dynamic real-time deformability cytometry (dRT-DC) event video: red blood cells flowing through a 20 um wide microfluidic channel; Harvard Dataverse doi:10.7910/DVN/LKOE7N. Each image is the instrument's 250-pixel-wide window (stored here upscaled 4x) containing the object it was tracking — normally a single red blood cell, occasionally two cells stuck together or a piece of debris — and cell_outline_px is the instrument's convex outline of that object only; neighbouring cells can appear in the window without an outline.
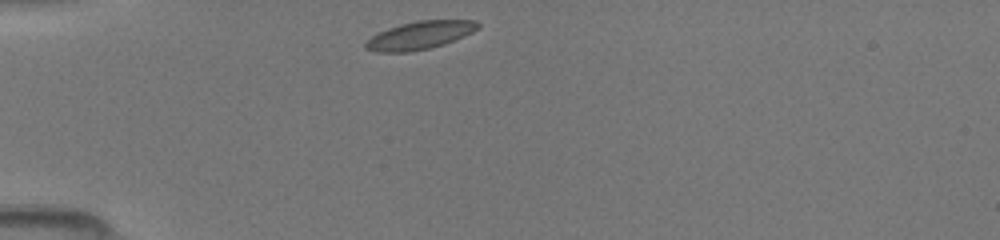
{"species": "common noctule bat (a hibernating species)", "species_latin": "Nyctalus noctula", "temperature_condition": "room temperature", "stored_images_in_passage": 36, "camera_frame_rate_fps": 3000, "um_per_image_px": 0.085, "animal": {"sex": "female", "body_mass_g": 19.5, "forearm_length_mm": 54.1}, "frame": {"image": 1, "passage_image": 1, "time_ms": 0.0, "image_size_px": [1000, 240], "cell_outline_px": [[480, 28], [464, 36], [444, 44], [432, 48], [408, 52], [376, 52], [364, 48], [364, 44], [372, 36], [388, 28], [400, 24], [416, 20], [476, 20], [480, 24]], "centroid_in_image_um": [35.7, 3.0], "position_along_channel_um": 49.3, "area_um2": 18.38}}
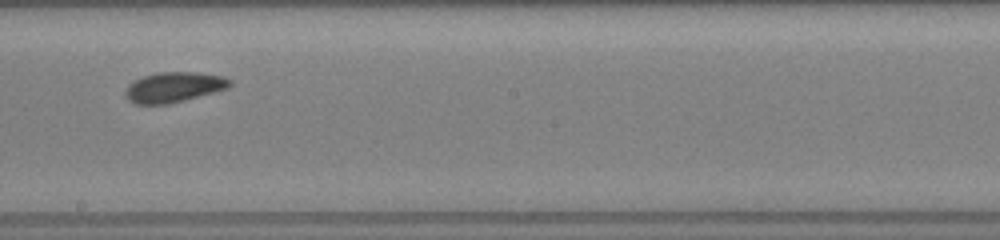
{"frame": {"image": 2, "passage_image": 16, "time_ms": 5.0, "image_size_px": [1000, 240], "cell_outline_px": [[232, 84], [228, 88], [184, 100], [168, 104], [136, 104], [128, 100], [124, 96], [124, 88], [128, 84], [144, 76], [156, 72], [196, 72], [224, 76], [232, 80]], "centroid_in_image_um": [14.75, 7.4], "position_along_channel_um": 233.4, "area_um2": 18.5}}
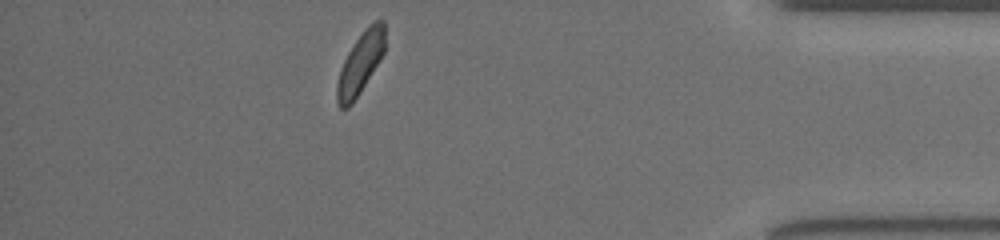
{"frame": {"image": 3, "passage_image": 31, "time_ms": 10.0, "image_size_px": [1000, 240], "cell_outline_px": [[384, 52], [380, 60], [360, 92], [352, 104], [348, 108], [340, 108], [336, 100], [336, 84], [340, 68], [348, 52], [356, 40], [368, 24], [376, 20], [384, 20]], "centroid_in_image_um": [30.61, 5.39], "position_along_channel_um": 404.6, "area_um2": 17.05}}